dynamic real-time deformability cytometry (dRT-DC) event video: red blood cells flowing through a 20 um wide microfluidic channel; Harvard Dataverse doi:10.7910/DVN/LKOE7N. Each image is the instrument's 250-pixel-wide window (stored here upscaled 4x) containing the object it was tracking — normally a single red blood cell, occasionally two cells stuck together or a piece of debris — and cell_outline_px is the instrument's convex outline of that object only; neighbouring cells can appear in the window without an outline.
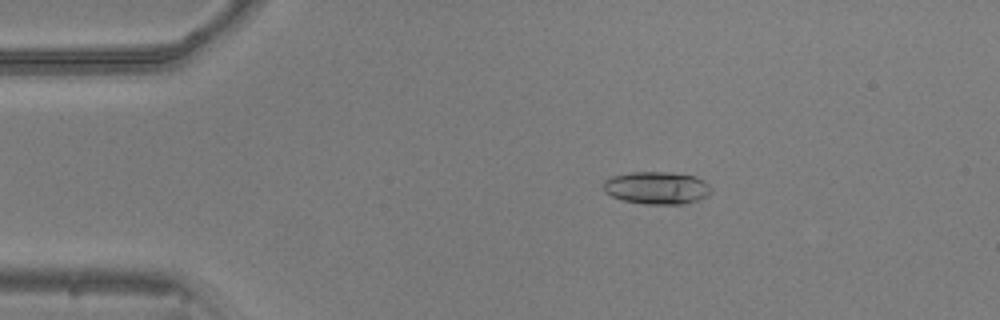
{"species": "common noctule bat (a hibernating species)", "species_latin": "Nyctalus noctula", "temperature_condition": "warm", "stored_images_in_passage": 53, "camera_frame_rate_fps": 3000, "um_per_image_px": 0.085, "animal": {"sex": "male", "body_mass_g": 20.5, "forearm_length_mm": 52.5}, "frame": {"image": 1, "passage_image": 10, "time_ms": 3.0, "image_size_px": [1000, 320], "cell_outline_px": [[712, 192], [708, 196], [696, 200], [680, 204], [644, 204], [624, 200], [612, 196], [604, 192], [604, 180], [612, 176], [632, 172], [672, 172], [696, 176], [704, 180], [712, 188]], "centroid_in_image_um": [55.85, 15.96], "position_along_channel_um": 29.1, "area_um2": 20.52}}
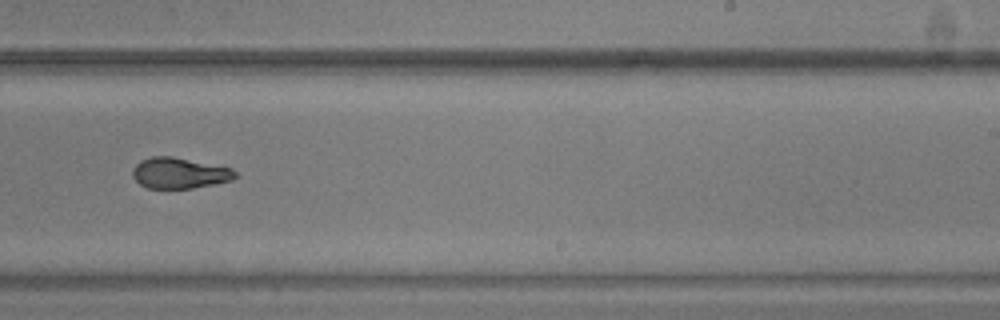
{"frame": {"image": 2, "passage_image": 33, "time_ms": 10.667, "image_size_px": [1000, 320], "cell_outline_px": [[236, 176], [232, 180], [216, 184], [192, 188], [148, 188], [140, 184], [132, 176], [132, 168], [140, 160], [152, 156], [172, 156], [232, 168], [236, 172]], "centroid_in_image_um": [15.24, 14.7], "position_along_channel_um": 273.8, "area_um2": 18.5}}
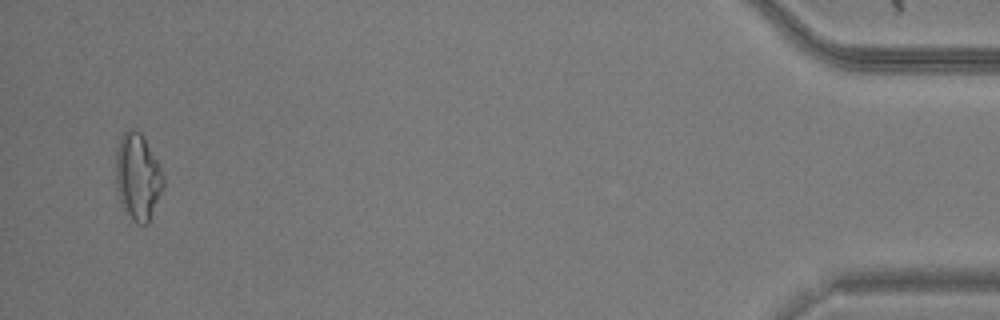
{"frame": {"image": 3, "passage_image": 51, "time_ms": 16.667, "image_size_px": [1000, 320], "cell_outline_px": [[164, 188], [148, 224], [136, 224], [132, 220], [120, 204], [116, 188], [116, 148], [120, 136], [128, 128], [132, 128], [140, 132], [144, 136], [164, 176]], "centroid_in_image_um": [11.7, 15.03], "position_along_channel_um": 423.5, "area_um2": 24.33}, "authors_computed_cell_mechanics": {"area_um2": 19.5364, "velocity_mm_per_s": 3.8826, "shape_relaxation_time_tau1_ms": null, "shape_relaxation_time_tau2_ms": 4.8123, "deformation_change_tau1": null, "deformation_change_tau2": 0.1136}}